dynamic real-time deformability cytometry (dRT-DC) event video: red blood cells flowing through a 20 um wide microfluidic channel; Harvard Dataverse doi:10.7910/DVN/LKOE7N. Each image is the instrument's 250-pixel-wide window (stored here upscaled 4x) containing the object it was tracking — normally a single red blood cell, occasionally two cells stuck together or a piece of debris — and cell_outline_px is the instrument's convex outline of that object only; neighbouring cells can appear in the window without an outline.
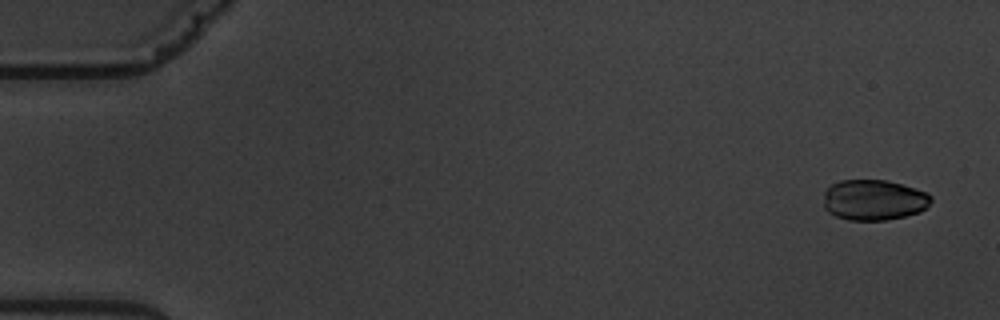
{"species": "common noctule bat (a hibernating species)", "species_latin": "Nyctalus noctula", "temperature_condition": "warm", "stored_images_in_passage": 5, "camera_frame_rate_fps": 3000, "um_per_image_px": 0.085, "animal": {"sex": "male", "body_mass_g": 19.5, "forearm_length_mm": 54.6}, "frame": {"image": 1, "passage_image": 1, "time_ms": 0.0, "image_size_px": [1000, 320], "cell_outline_px": [[932, 200], [920, 212], [888, 220], [848, 220], [836, 216], [828, 212], [824, 208], [824, 192], [832, 184], [840, 180], [888, 180], [924, 192], [932, 196]], "centroid_in_image_um": [74.24, 17.0], "position_along_channel_um": 10.8, "area_um2": 25.32}}
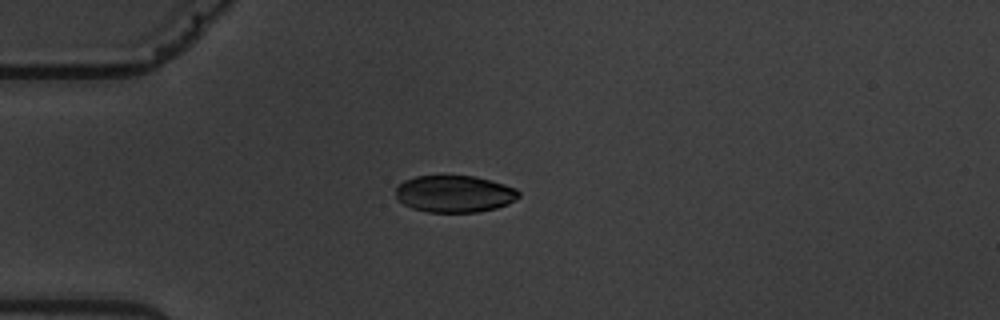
{"frame": {"image": 2, "passage_image": 5, "time_ms": 4.333, "image_size_px": [1000, 320], "cell_outline_px": [[520, 196], [516, 200], [508, 204], [496, 208], [476, 212], [428, 212], [412, 208], [396, 200], [396, 184], [404, 180], [416, 176], [476, 176], [504, 184], [516, 188], [520, 192]], "centroid_in_image_um": [38.62, 16.47], "position_along_channel_um": 46.4, "area_um2": 26.7}}